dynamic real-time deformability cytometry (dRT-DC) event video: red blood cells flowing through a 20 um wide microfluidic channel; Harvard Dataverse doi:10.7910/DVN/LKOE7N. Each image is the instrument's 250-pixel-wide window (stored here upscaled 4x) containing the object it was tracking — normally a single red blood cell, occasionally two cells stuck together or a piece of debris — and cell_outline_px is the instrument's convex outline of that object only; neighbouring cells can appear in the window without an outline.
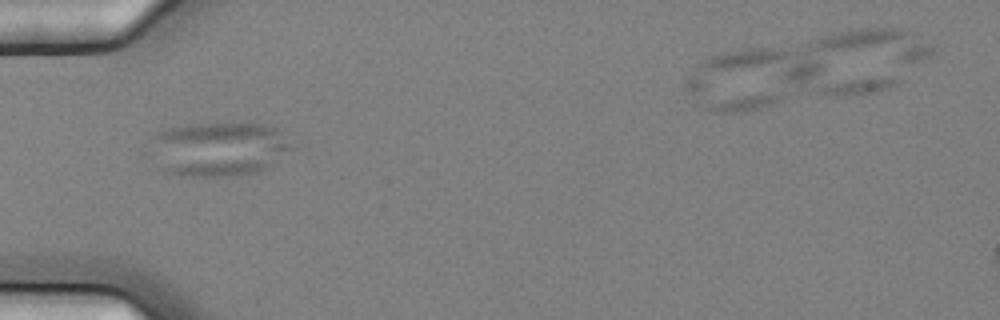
{"species": "common noctule bat (a hibernating species)", "species_latin": "Nyctalus noctula", "temperature_condition": "cold", "stored_images_in_passage": 5, "camera_frame_rate_fps": 3000, "um_per_image_px": 0.085, "animal": {"sex": "female", "body_mass_g": 25.1}, "frame": {"image": 1, "passage_image": 4, "time_ms": 1.0, "image_size_px": [1000, 320], "cell_outline_px": [[296, 148], [264, 168], [256, 172], [236, 176], [180, 176], [164, 172], [156, 136], [156, 132], [168, 128], [188, 124], [264, 124], [276, 128]], "centroid_in_image_um": [18.73, 12.66], "position_along_channel_um": 66.3, "area_um2": 43.29}}
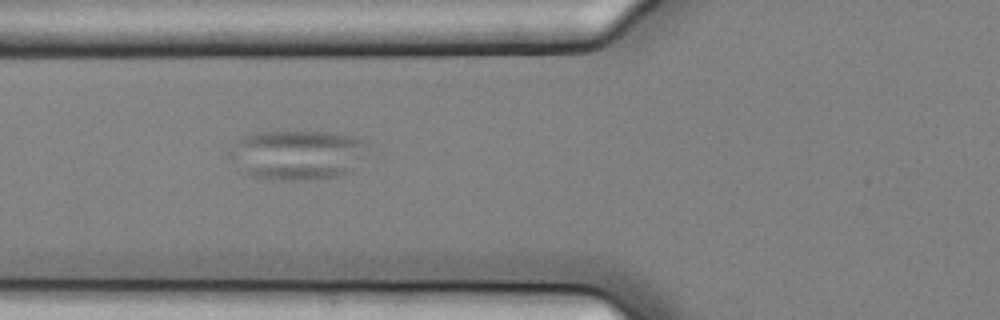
{"frame": {"image": 2, "passage_image": 5, "time_ms": 1.333, "image_size_px": [1000, 320], "cell_outline_px": [[376, 144], [348, 172], [336, 176], [304, 180], [284, 180], [252, 176], [244, 172], [228, 156], [228, 152], [236, 140], [244, 136], [256, 132], [336, 132], [356, 136]], "centroid_in_image_um": [25.35, 13.12], "position_along_channel_um": 100.4, "area_um2": 40.46}}